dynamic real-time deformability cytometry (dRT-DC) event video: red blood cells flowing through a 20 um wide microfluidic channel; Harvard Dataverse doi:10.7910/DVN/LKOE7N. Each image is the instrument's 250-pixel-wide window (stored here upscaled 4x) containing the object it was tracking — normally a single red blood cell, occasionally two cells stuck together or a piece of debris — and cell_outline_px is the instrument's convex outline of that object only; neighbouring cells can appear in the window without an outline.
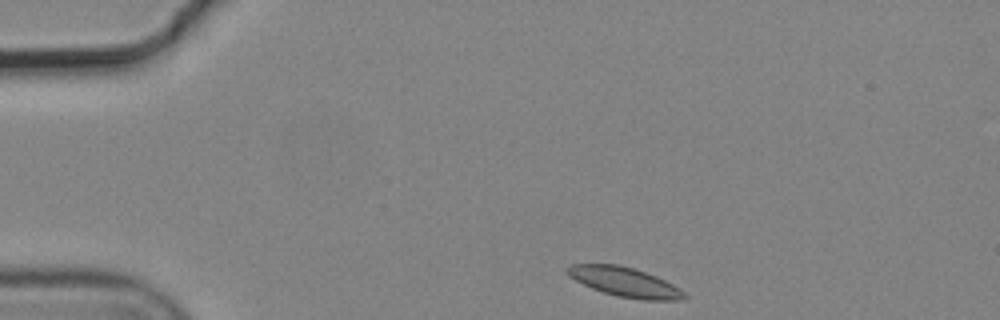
{"species": "common noctule bat (a hibernating species)", "species_latin": "Nyctalus noctula", "temperature_condition": "cold", "stored_images_in_passage": 8, "camera_frame_rate_fps": 3000, "um_per_image_px": 0.085, "animal": {"sex": "male", "body_mass_g": 19.2, "forearm_length_mm": 51.8}, "frame": {"image": 1, "passage_image": 1, "time_ms": 0.0, "image_size_px": [1000, 320], "cell_outline_px": [[688, 296], [680, 300], [640, 300], [620, 296], [604, 292], [592, 288], [568, 276], [564, 268], [572, 264], [616, 264], [632, 268], [656, 276], [680, 288]], "centroid_in_image_um": [53.1, 23.97], "position_along_channel_um": 31.9, "area_um2": 19.88}}
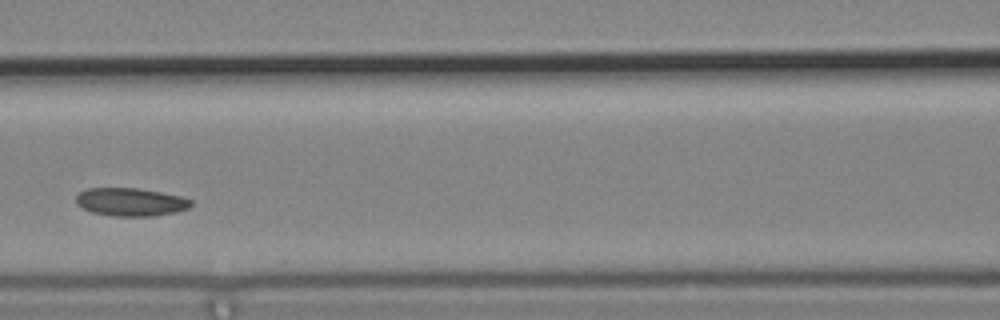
{"frame": {"image": 2, "passage_image": 5, "time_ms": 1.333, "image_size_px": [1000, 320], "cell_outline_px": [[192, 204], [188, 208], [176, 212], [152, 216], [112, 216], [92, 212], [80, 208], [76, 204], [76, 196], [80, 192], [88, 188], [140, 188], [180, 196], [192, 200]], "centroid_in_image_um": [11.08, 17.17], "position_along_channel_um": 155.5, "area_um2": 18.9}}
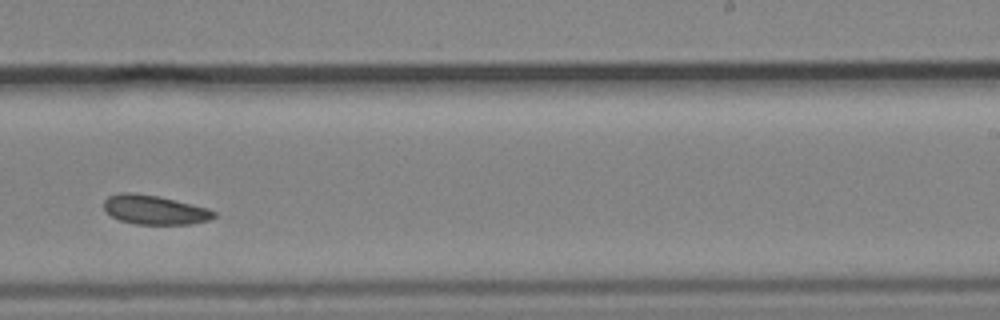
{"frame": {"image": 3, "passage_image": 8, "time_ms": 2.333, "image_size_px": [1000, 320], "cell_outline_px": [[216, 216], [212, 220], [192, 224], [136, 224], [120, 220], [112, 216], [104, 208], [104, 200], [108, 196], [120, 192], [136, 192], [156, 196], [208, 208], [216, 212]], "centroid_in_image_um": [13.15, 17.84], "position_along_channel_um": 275.8, "area_um2": 18.73}}